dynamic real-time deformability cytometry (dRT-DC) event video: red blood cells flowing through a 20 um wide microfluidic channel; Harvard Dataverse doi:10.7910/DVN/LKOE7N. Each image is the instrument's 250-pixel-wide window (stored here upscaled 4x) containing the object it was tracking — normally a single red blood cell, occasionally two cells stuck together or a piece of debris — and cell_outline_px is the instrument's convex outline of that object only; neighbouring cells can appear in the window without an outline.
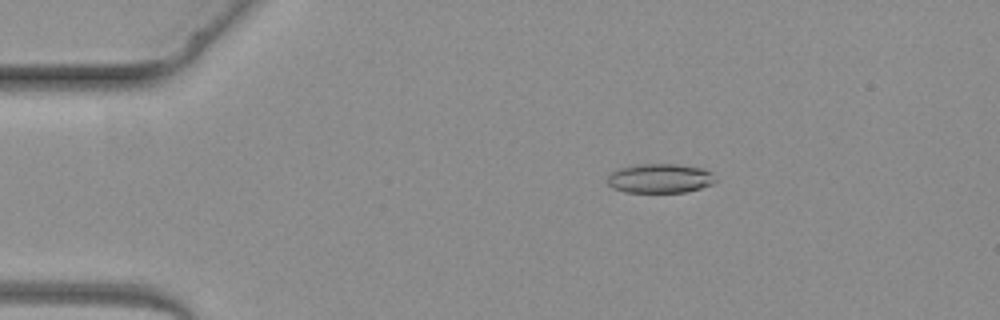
{"species": "common noctule bat (a hibernating species)", "species_latin": "Nyctalus noctula", "temperature_condition": "warm", "stored_images_in_passage": 4, "camera_frame_rate_fps": 3000, "um_per_image_px": 0.085, "animal": {"sex": "female", "body_mass_g": 19.3, "forearm_length_mm": 54.1}, "frame": {"image": 1, "passage_image": 3, "time_ms": 2.333, "image_size_px": [1000, 320], "cell_outline_px": [[716, 180], [712, 184], [700, 188], [684, 192], [624, 192], [612, 188], [608, 184], [608, 176], [616, 168], [636, 164], [676, 164], [704, 168], [712, 172]], "centroid_in_image_um": [56.08, 15.15], "position_along_channel_um": 28.9, "area_um2": 18.61}}